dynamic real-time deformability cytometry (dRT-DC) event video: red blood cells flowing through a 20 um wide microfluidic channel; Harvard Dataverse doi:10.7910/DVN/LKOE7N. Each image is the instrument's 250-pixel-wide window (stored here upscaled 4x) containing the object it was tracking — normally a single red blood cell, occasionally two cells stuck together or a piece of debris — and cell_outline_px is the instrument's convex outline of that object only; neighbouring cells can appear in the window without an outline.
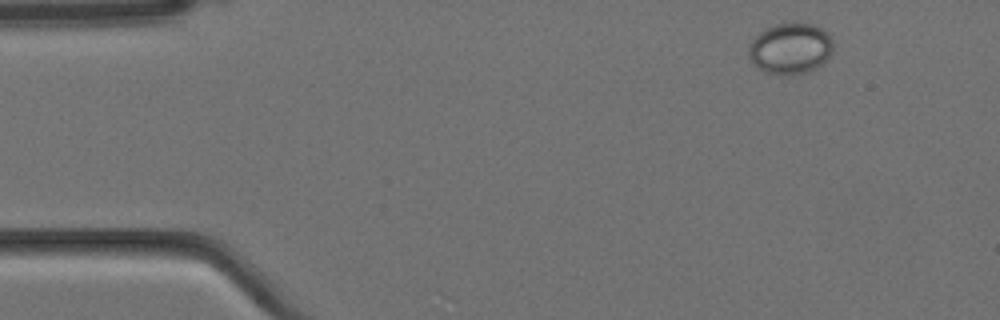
{"species": "Egyptian fruit bat (a non-hibernating species)", "species_latin": "Rousettus aegyptiacus", "temperature_condition": "cold", "stored_images_in_passage": 4, "camera_frame_rate_fps": 3000, "um_per_image_px": 0.085, "animal": {"sex": "female"}, "frame": {"image": 1, "passage_image": 1, "time_ms": 0.0, "image_size_px": [1000, 320], "cell_outline_px": [[832, 52], [824, 64], [816, 68], [792, 76], [780, 76], [764, 72], [748, 56], [748, 44], [764, 28], [776, 24], [792, 20], [800, 20], [812, 24], [828, 32], [832, 40]], "centroid_in_image_um": [67.19, 4.1], "position_along_channel_um": 17.8, "area_um2": 25.89}}